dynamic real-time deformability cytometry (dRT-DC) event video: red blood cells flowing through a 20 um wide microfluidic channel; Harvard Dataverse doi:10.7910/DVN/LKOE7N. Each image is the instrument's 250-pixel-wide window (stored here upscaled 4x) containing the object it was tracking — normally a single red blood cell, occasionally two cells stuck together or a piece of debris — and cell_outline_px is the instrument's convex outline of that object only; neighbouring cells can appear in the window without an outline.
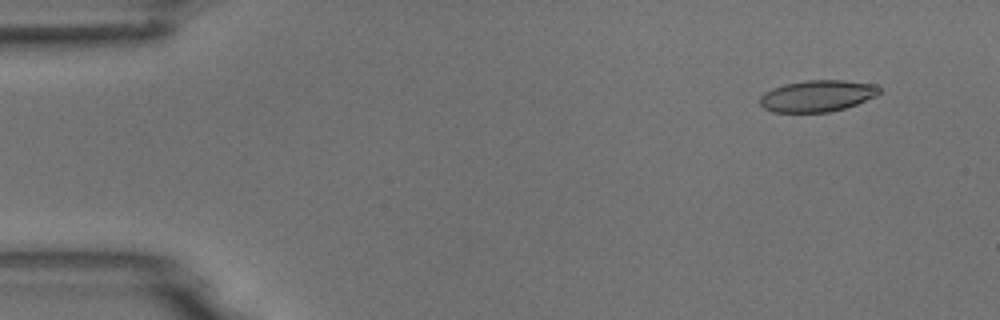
{"species": "common noctule bat (a hibernating species)", "species_latin": "Nyctalus noctula", "temperature_condition": "room temperature", "stored_images_in_passage": 7, "camera_frame_rate_fps": 3000, "um_per_image_px": 0.085, "animal": {"sex": "male", "body_mass_g": 18.8}, "frame": {"image": 1, "passage_image": 2, "time_ms": 0.333, "image_size_px": [1000, 320], "cell_outline_px": [[880, 92], [876, 96], [856, 104], [844, 108], [828, 112], [772, 112], [764, 108], [760, 104], [760, 96], [764, 92], [772, 88], [784, 84], [804, 80], [844, 80], [876, 84], [880, 88]], "centroid_in_image_um": [69.46, 8.14], "position_along_channel_um": 15.5, "area_um2": 22.02}}
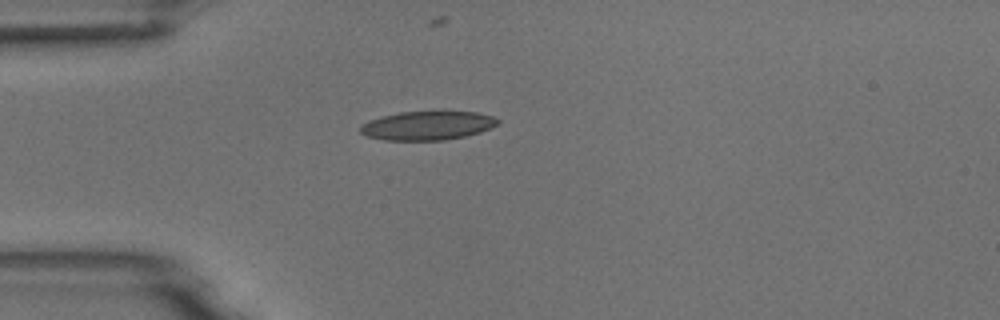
{"frame": {"image": 2, "passage_image": 5, "time_ms": 1.333, "image_size_px": [1000, 320], "cell_outline_px": [[500, 124], [480, 132], [464, 136], [444, 140], [384, 140], [368, 136], [360, 132], [360, 128], [368, 120], [380, 116], [400, 112], [432, 108], [476, 112], [492, 116], [500, 120]], "centroid_in_image_um": [36.38, 10.62], "position_along_channel_um": 48.6, "area_um2": 24.04}}